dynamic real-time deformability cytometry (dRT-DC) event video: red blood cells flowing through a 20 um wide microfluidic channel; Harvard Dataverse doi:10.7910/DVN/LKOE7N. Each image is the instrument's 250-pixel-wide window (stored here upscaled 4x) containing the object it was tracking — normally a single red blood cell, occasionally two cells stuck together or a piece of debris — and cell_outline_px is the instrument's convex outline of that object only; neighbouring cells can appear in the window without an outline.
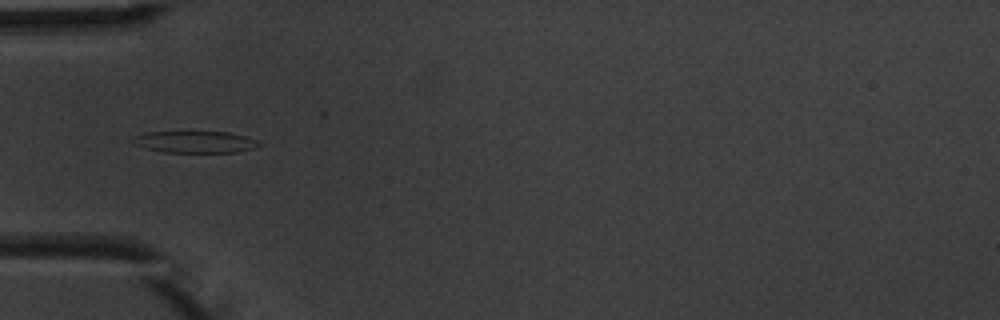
{"species": "common noctule bat (a hibernating species)", "species_latin": "Nyctalus noctula", "temperature_condition": "warm", "stored_images_in_passage": 2, "camera_frame_rate_fps": 3000, "um_per_image_px": 0.085, "animal": {"sex": "male", "body_mass_g": 20.1, "forearm_length_mm": 53.5}, "frame": {"image": 1, "passage_image": 2, "time_ms": 1.333, "image_size_px": [1000, 320], "cell_outline_px": [[260, 144], [252, 148], [236, 152], [164, 152], [144, 148], [132, 140], [132, 136], [148, 132], [228, 132], [244, 136], [256, 140]], "centroid_in_image_um": [16.54, 12.06], "position_along_channel_um": 68.5, "area_um2": 15.66}}